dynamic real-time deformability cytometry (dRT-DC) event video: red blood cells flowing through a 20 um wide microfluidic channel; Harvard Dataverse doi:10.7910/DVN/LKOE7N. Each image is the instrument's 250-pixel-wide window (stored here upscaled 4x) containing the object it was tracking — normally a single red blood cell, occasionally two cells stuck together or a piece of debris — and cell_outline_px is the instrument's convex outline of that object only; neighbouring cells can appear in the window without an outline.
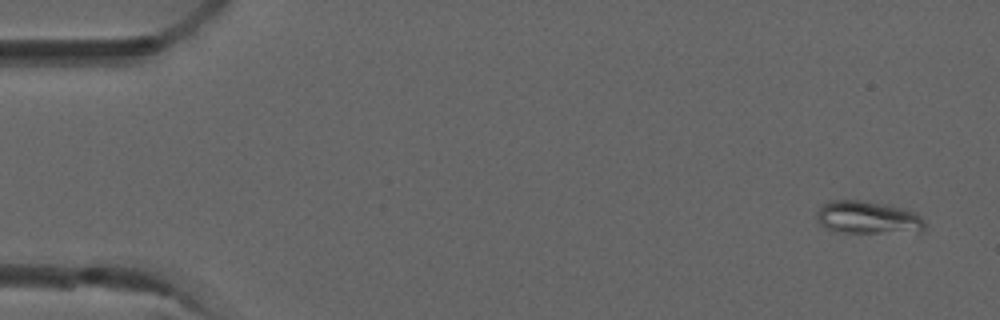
{"species": "common noctule bat (a hibernating species)", "species_latin": "Nyctalus noctula", "temperature_condition": "room temperature", "stored_images_in_passage": 4, "camera_frame_rate_fps": 3000, "um_per_image_px": 0.085, "animal": {"sex": "male", "forearm_length_mm": 52.5}, "frame": {"image": 1, "passage_image": 1, "time_ms": 0.0, "image_size_px": [1000, 320], "cell_outline_px": [[924, 228], [920, 232], [840, 232], [828, 228], [820, 224], [816, 220], [816, 212], [820, 204], [828, 200], [860, 200], [884, 204], [904, 208], [916, 212], [924, 220]], "centroid_in_image_um": [73.73, 18.47], "position_along_channel_um": 11.3, "area_um2": 20.75}}